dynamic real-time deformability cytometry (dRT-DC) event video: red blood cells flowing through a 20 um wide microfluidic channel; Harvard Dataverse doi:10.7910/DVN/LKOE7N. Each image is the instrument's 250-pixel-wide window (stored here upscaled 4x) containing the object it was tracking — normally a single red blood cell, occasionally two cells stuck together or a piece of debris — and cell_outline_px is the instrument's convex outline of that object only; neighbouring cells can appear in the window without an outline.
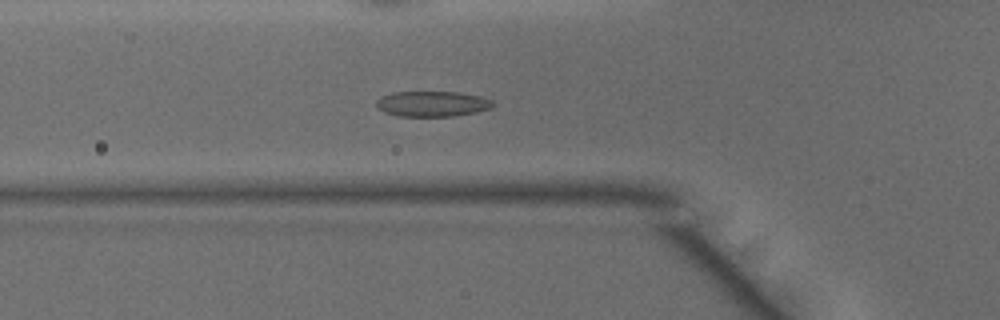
{"species": "common noctule bat (a hibernating species)", "species_latin": "Nyctalus noctula", "temperature_condition": "warm", "stored_images_in_passage": 49, "camera_frame_rate_fps": 3000, "um_per_image_px": 0.085, "animal": {"sex": "male", "body_mass_g": 15.6}, "frame": {"image": 1, "passage_image": 17, "time_ms": 5.333, "image_size_px": [1000, 320], "cell_outline_px": [[496, 104], [488, 108], [476, 112], [452, 116], [400, 116], [384, 112], [376, 108], [376, 100], [380, 96], [392, 92], [460, 92], [480, 96], [492, 100]], "centroid_in_image_um": [36.71, 8.82], "position_along_channel_um": 89.1, "area_um2": 17.34}}
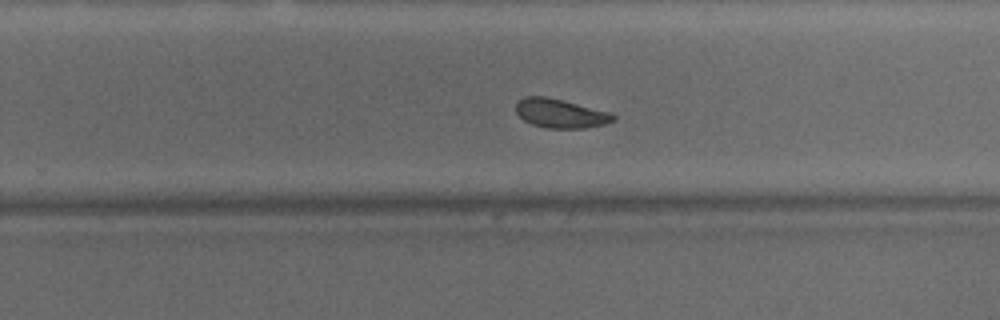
{"frame": {"image": 2, "passage_image": 31, "time_ms": 10.0, "image_size_px": [1000, 320], "cell_outline_px": [[616, 120], [604, 124], [584, 128], [548, 128], [532, 124], [524, 120], [516, 112], [516, 104], [524, 96], [544, 96], [612, 112], [616, 116]], "centroid_in_image_um": [47.66, 9.64], "position_along_channel_um": 282.1, "area_um2": 16.36}}
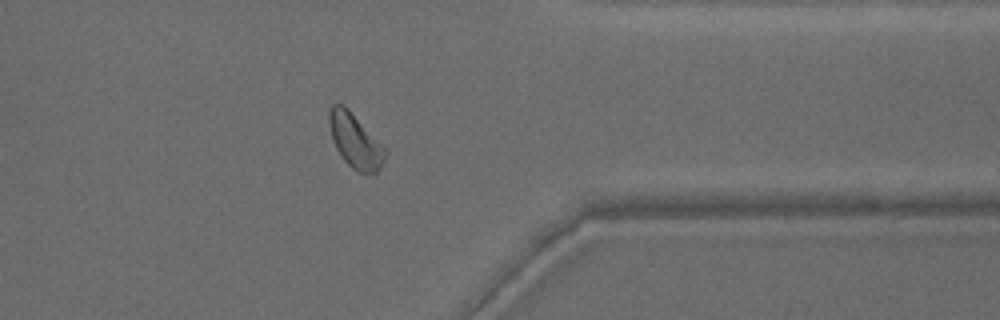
{"frame": {"image": 3, "passage_image": 39, "time_ms": 12.667, "image_size_px": [1000, 320], "cell_outline_px": [[388, 152], [384, 160], [376, 172], [356, 172], [344, 160], [336, 148], [332, 140], [328, 124], [328, 112], [332, 104], [344, 104], [348, 108]], "centroid_in_image_um": [30.15, 11.95], "position_along_channel_um": 381.3, "area_um2": 17.46}, "authors_computed_cell_mechanics": {"area_um2": 17.629, "velocity_mm_per_s": 4.1264, "shape_relaxation_time_tau1_ms": 4.5361, "shape_relaxation_time_tau2_ms": 2.8098, "deformation_change_tau1": 0.1082, "deformation_change_tau2": 0.087}}